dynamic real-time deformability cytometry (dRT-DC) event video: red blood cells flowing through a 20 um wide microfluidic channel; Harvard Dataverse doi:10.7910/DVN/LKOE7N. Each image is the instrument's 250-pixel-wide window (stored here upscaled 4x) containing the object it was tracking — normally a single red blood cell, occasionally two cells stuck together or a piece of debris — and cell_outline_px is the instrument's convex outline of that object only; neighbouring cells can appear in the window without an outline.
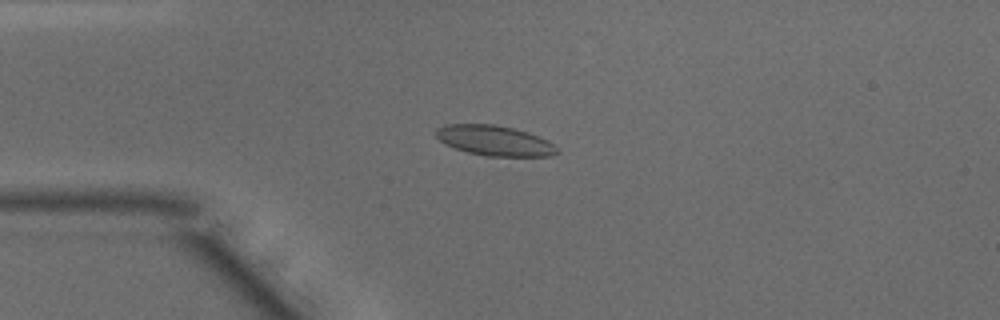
{"species": "common noctule bat (a hibernating species)", "species_latin": "Nyctalus noctula", "temperature_condition": "warm", "stored_images_in_passage": 47, "camera_frame_rate_fps": 3000, "um_per_image_px": 0.085, "animal": {"sex": "male", "body_mass_g": 15.6}, "frame": {"image": 1, "passage_image": 11, "time_ms": 3.333, "image_size_px": [1000, 320], "cell_outline_px": [[560, 152], [552, 156], [484, 156], [468, 152], [444, 144], [436, 136], [436, 128], [444, 124], [492, 124], [516, 128], [528, 132], [548, 140]], "centroid_in_image_um": [42.03, 11.94], "position_along_channel_um": 43.0, "area_um2": 21.39}}
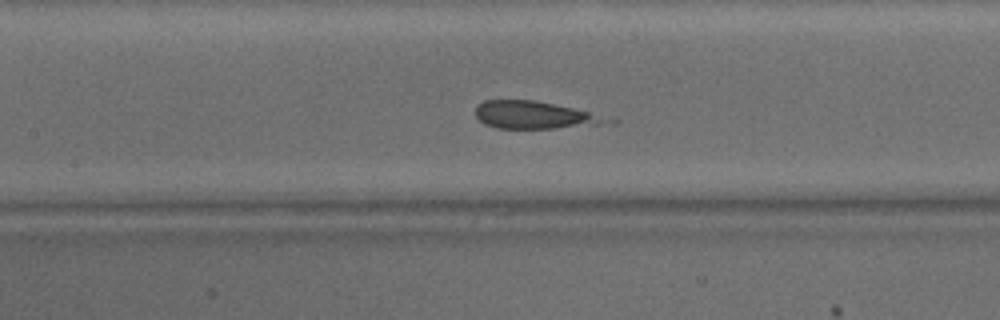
{"frame": {"image": 2, "passage_image": 21, "time_ms": 6.667, "image_size_px": [1000, 320], "cell_outline_px": [[600, 120], [596, 124], [552, 128], [496, 128], [484, 124], [476, 116], [476, 108], [484, 100], [532, 100], [572, 108], [588, 112]], "centroid_in_image_um": [45.13, 9.77], "position_along_channel_um": 162.3, "area_um2": 19.71}}
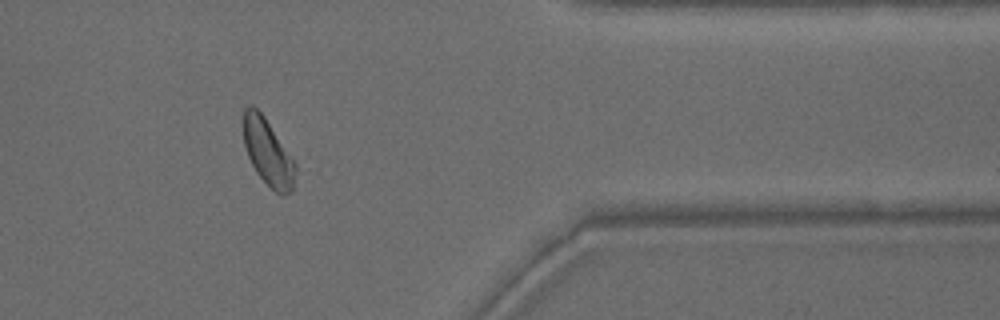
{"frame": {"image": 3, "passage_image": 39, "time_ms": 12.667, "image_size_px": [1000, 320], "cell_outline_px": [[296, 168], [292, 188], [288, 192], [276, 192], [256, 172], [248, 156], [244, 144], [244, 108], [248, 104], [252, 104], [264, 116], [296, 164]], "centroid_in_image_um": [22.74, 12.89], "position_along_channel_um": 388.7, "area_um2": 19.42}}